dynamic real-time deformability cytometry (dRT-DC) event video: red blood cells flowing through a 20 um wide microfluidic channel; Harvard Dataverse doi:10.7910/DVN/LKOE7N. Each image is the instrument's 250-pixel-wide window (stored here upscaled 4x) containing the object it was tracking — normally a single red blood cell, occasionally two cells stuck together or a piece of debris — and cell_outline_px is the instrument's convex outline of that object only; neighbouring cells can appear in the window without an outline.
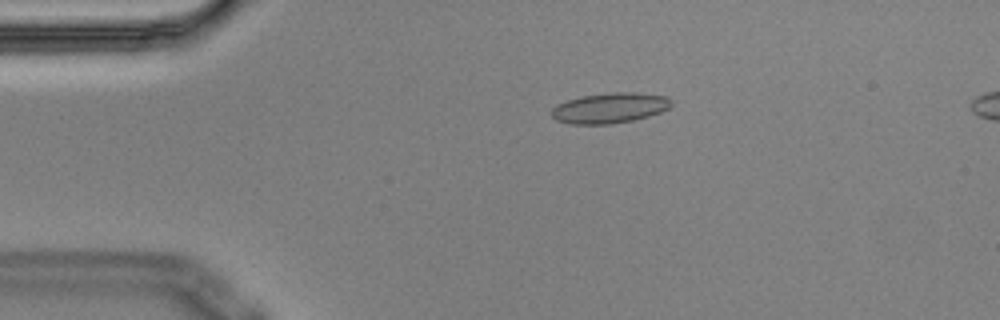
{"species": "Egyptian fruit bat (a non-hibernating species)", "species_latin": "Rousettus aegyptiacus", "temperature_condition": "cold", "stored_images_in_passage": 7, "camera_frame_rate_fps": 3000, "um_per_image_px": 0.085, "animal": {"sex": "male"}, "frame": {"image": 1, "passage_image": 4, "time_ms": 1.0, "image_size_px": [1000, 320], "cell_outline_px": [[672, 104], [668, 108], [660, 112], [648, 116], [632, 120], [612, 124], [572, 124], [556, 120], [552, 116], [552, 108], [556, 104], [580, 96], [612, 92], [636, 92], [668, 96], [672, 100]], "centroid_in_image_um": [51.84, 9.17], "position_along_channel_um": 33.2, "area_um2": 21.27}}